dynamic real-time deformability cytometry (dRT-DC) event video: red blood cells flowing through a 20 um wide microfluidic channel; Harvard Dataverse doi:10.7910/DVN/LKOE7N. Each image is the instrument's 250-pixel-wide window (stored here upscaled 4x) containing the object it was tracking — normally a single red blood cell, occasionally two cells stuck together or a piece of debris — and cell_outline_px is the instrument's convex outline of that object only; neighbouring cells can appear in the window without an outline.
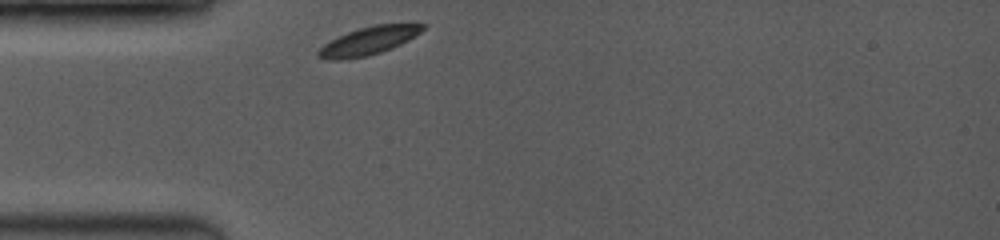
{"species": "common noctule bat (a hibernating species)", "species_latin": "Nyctalus noctula", "temperature_condition": "room temperature", "stored_images_in_passage": 41, "camera_frame_rate_fps": 3500, "um_per_image_px": 0.085, "animal": {"sex": "female", "body_mass_g": 19.0, "forearm_length_mm": 53.3}, "frame": {"image": 1, "passage_image": 1, "time_ms": 0.0, "image_size_px": [1000, 240], "cell_outline_px": [[428, 24], [420, 32], [408, 40], [392, 48], [368, 56], [340, 60], [328, 60], [316, 56], [316, 52], [324, 44], [348, 32], [360, 28], [376, 24]], "centroid_in_image_um": [31.31, 3.48], "position_along_channel_um": 53.7, "area_um2": 16.82}}
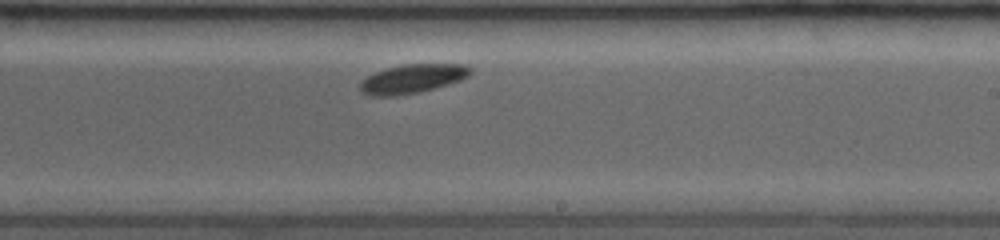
{"frame": {"image": 2, "passage_image": 24, "time_ms": 5.429, "image_size_px": [1000, 240], "cell_outline_px": [[472, 72], [468, 76], [460, 80], [448, 84], [420, 92], [392, 96], [368, 96], [360, 88], [360, 80], [384, 68], [404, 64], [464, 64], [472, 68]], "centroid_in_image_um": [35.05, 6.68], "position_along_channel_um": 253.9, "area_um2": 18.61}}
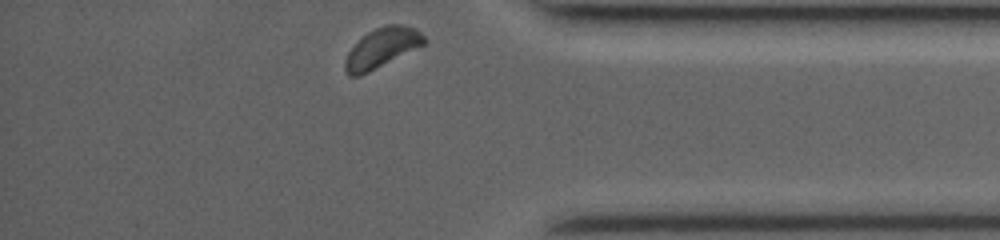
{"frame": {"image": 3, "passage_image": 41, "time_ms": 9.429, "image_size_px": [1000, 240], "cell_outline_px": [[428, 40], [424, 44], [360, 76], [348, 76], [344, 68], [344, 60], [348, 52], [368, 32], [376, 28], [388, 24], [404, 24], [416, 28]], "centroid_in_image_um": [32.46, 4.06], "position_along_channel_um": 402.7, "area_um2": 17.98}, "authors_computed_cell_mechanics": {"area_um2": 18.207, "velocity_mm_per_s": 3.8533, "shape_relaxation_time_tau1_ms": 0.637, "shape_relaxation_time_tau2_ms": null, "deformation_change_tau1": 0.0496, "deformation_change_tau2": null}}